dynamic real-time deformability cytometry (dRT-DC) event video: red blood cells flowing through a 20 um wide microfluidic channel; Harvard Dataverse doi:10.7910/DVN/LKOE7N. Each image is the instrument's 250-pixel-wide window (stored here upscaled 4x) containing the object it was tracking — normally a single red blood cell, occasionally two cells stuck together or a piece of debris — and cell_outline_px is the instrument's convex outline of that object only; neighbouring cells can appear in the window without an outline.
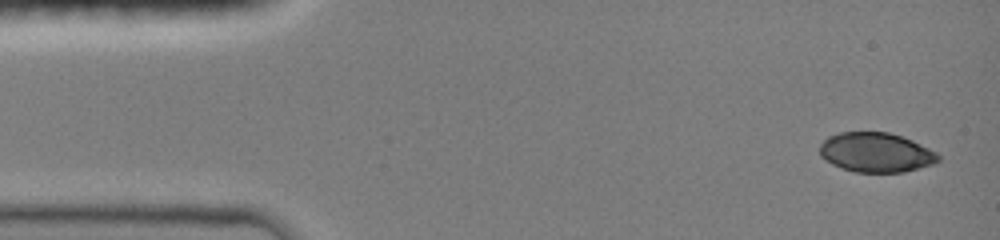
{"species": "common noctule bat (a hibernating species)", "species_latin": "Nyctalus noctula", "temperature_condition": "room temperature", "stored_images_in_passage": 15, "camera_frame_rate_fps": 3000, "um_per_image_px": 0.085, "animal": {"sex": "female", "body_mass_g": 19.0, "forearm_length_mm": 51.5}, "frame": {"image": 1, "passage_image": 1, "time_ms": 0.0, "image_size_px": [1000, 240], "cell_outline_px": [[940, 160], [932, 164], [904, 172], [856, 172], [840, 168], [824, 160], [820, 156], [820, 144], [828, 136], [840, 132], [888, 132], [912, 140], [936, 152], [940, 156]], "centroid_in_image_um": [74.43, 12.96], "position_along_channel_um": 10.6, "area_um2": 27.34}}
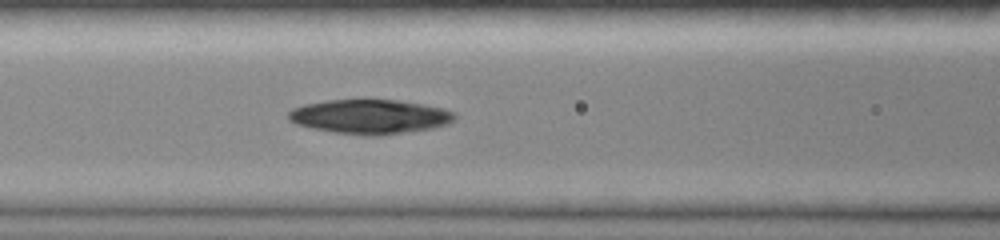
{"frame": {"image": 2, "passage_image": 7, "time_ms": 5.667, "image_size_px": [1000, 240], "cell_outline_px": [[456, 116], [448, 124], [432, 128], [380, 136], [360, 136], [312, 128], [296, 124], [288, 120], [288, 112], [292, 108], [304, 104], [328, 100], [400, 100], [440, 108], [452, 112]], "centroid_in_image_um": [31.39, 9.92], "position_along_channel_um": 135.2, "area_um2": 33.18}}
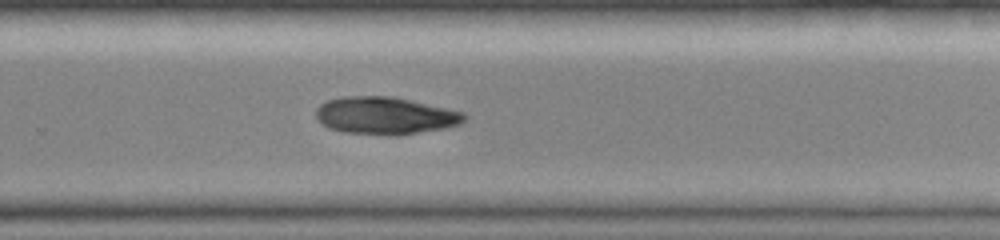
{"frame": {"image": 3, "passage_image": 15, "time_ms": 9.667, "image_size_px": [1000, 240], "cell_outline_px": [[468, 116], [460, 124], [448, 128], [396, 136], [388, 136], [344, 132], [328, 128], [316, 116], [316, 108], [320, 104], [328, 100], [344, 96], [392, 96], [464, 112]], "centroid_in_image_um": [32.77, 9.84], "position_along_channel_um": 297.0, "area_um2": 32.54}}